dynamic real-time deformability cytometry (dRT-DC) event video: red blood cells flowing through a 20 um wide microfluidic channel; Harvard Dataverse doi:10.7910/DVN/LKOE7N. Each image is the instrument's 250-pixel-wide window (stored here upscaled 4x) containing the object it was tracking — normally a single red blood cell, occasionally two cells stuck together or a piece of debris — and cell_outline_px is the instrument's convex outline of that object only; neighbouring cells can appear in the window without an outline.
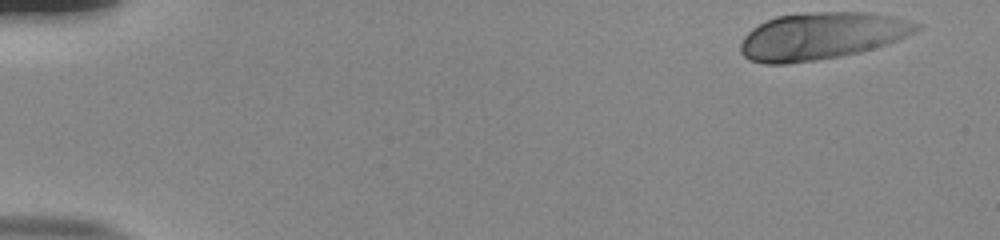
{"species": "human", "species_latin": "Homo sapiens", "temperature_condition": "room temperature", "stored_images_in_passage": 52, "camera_frame_rate_fps": 3000, "um_per_image_px": 0.085, "donor": {"sex": "male"}, "frame": {"image": 1, "passage_image": 1, "time_ms": 0.0, "image_size_px": [1000, 240], "cell_outline_px": [[920, 28], [896, 40], [860, 52], [840, 56], [816, 60], [784, 64], [764, 64], [748, 60], [740, 52], [740, 44], [744, 36], [752, 28], [776, 16], [804, 12], [864, 12], [892, 16], [908, 20], [920, 24]], "centroid_in_image_um": [69.76, 3.06], "position_along_channel_um": 15.2, "area_um2": 48.03}}
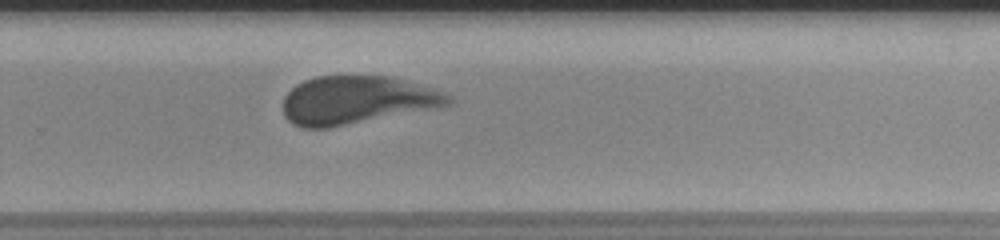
{"frame": {"image": 2, "passage_image": 35, "time_ms": 11.333, "image_size_px": [1000, 240], "cell_outline_px": [[456, 100], [452, 104], [440, 108], [328, 128], [304, 128], [292, 124], [284, 116], [284, 96], [296, 84], [304, 80], [316, 76], [392, 76], [452, 96]], "centroid_in_image_um": [30.33, 8.52], "position_along_channel_um": 299.5, "area_um2": 46.53}}
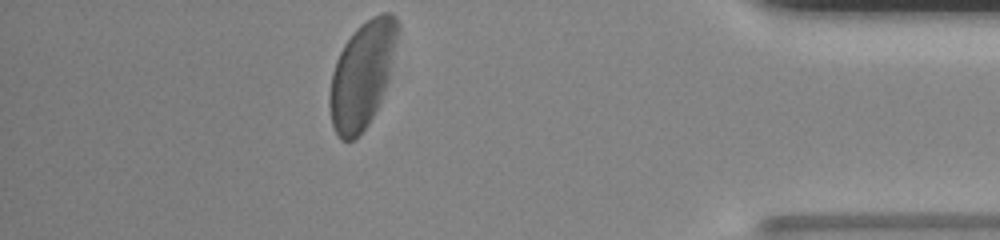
{"frame": {"image": 3, "passage_image": 46, "time_ms": 15.0, "image_size_px": [1000, 240], "cell_outline_px": [[400, 28], [388, 80], [380, 100], [368, 124], [352, 140], [340, 140], [332, 124], [328, 104], [328, 96], [332, 72], [336, 60], [344, 44], [356, 28], [360, 24], [372, 16], [380, 12], [392, 12], [396, 16], [400, 24]], "centroid_in_image_um": [30.78, 6.29], "position_along_channel_um": 404.4, "area_um2": 42.14}, "authors_computed_cell_mechanics": {"area_um2": 46.5579, "velocity_mm_per_s": 3.769, "shape_relaxation_time_tau1_ms": 4.2594, "shape_relaxation_time_tau2_ms": null, "deformation_change_tau1": 0.1506, "deformation_change_tau2": null}}